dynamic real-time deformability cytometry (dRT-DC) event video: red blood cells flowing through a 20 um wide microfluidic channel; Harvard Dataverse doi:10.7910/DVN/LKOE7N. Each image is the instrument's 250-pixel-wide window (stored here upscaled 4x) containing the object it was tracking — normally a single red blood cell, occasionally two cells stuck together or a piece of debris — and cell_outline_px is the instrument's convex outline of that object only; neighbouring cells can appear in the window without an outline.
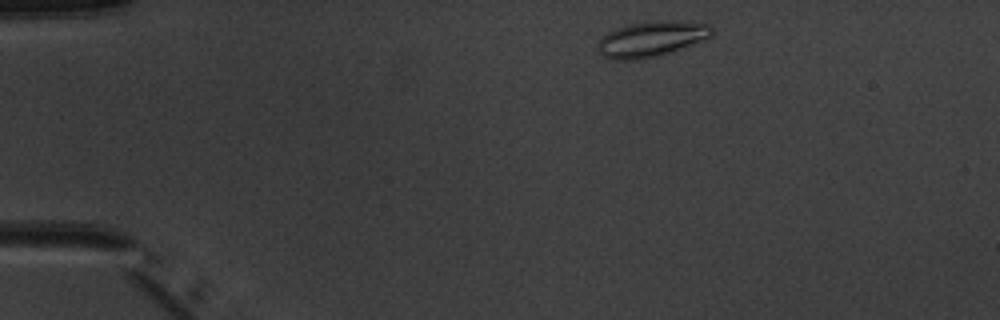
{"species": "common noctule bat (a hibernating species)", "species_latin": "Nyctalus noctula", "temperature_condition": "warm", "stored_images_in_passage": 4, "camera_frame_rate_fps": 3000, "um_per_image_px": 0.085, "animal": {"sex": "male", "body_mass_g": 20.1, "forearm_length_mm": 53.5}, "frame": {"image": 1, "passage_image": 1, "time_ms": 0.0, "image_size_px": [1000, 320], "cell_outline_px": [[712, 36], [704, 40], [676, 52], [660, 56], [640, 60], [612, 60], [604, 56], [600, 52], [596, 44], [608, 32], [616, 28], [628, 24], [656, 20], [676, 20], [712, 24]], "centroid_in_image_um": [55.43, 3.32], "position_along_channel_um": 29.6, "area_um2": 24.22}}
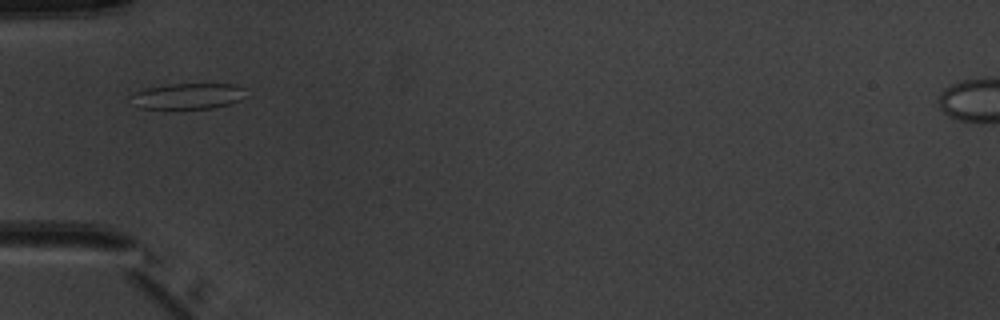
{"frame": {"image": 2, "passage_image": 3, "time_ms": 2.667, "image_size_px": [1000, 320], "cell_outline_px": [[244, 88], [240, 100], [228, 104], [212, 108], [136, 108], [128, 96], [144, 88], [168, 84], [236, 84]], "centroid_in_image_um": [15.89, 8.16], "position_along_channel_um": 69.1, "area_um2": 17.22}}
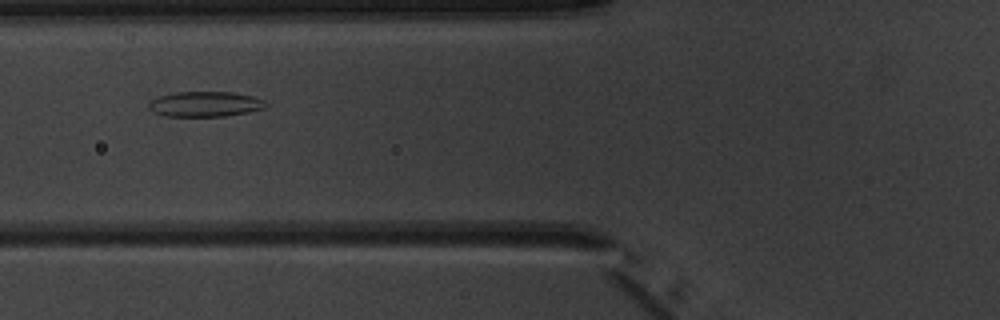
{"frame": {"image": 3, "passage_image": 4, "time_ms": 3.667, "image_size_px": [1000, 320], "cell_outline_px": [[268, 104], [264, 108], [248, 112], [224, 116], [164, 116], [148, 108], [148, 104], [156, 96], [176, 92], [232, 92], [252, 96], [264, 100]], "centroid_in_image_um": [17.43, 8.84], "position_along_channel_um": 108.4, "area_um2": 17.17}}